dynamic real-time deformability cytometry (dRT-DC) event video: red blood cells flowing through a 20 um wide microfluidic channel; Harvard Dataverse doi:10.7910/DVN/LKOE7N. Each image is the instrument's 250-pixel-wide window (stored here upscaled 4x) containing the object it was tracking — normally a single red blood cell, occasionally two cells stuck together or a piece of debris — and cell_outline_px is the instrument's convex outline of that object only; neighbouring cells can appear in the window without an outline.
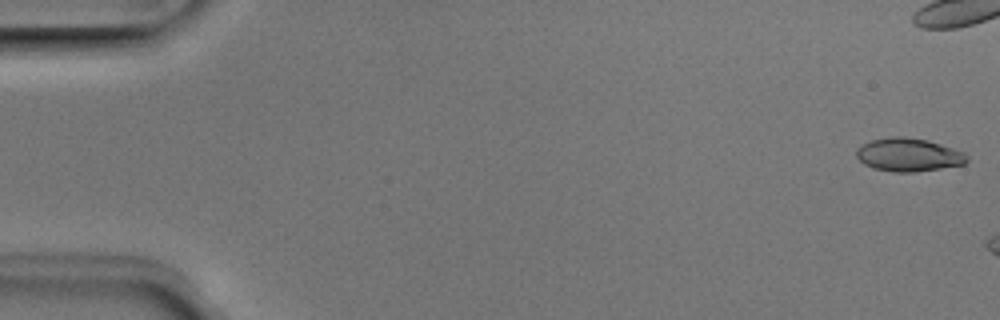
{"species": "Egyptian fruit bat (a non-hibernating species)", "species_latin": "Rousettus aegyptiacus", "temperature_condition": "room temperature", "stored_images_in_passage": 7, "camera_frame_rate_fps": 3000, "um_per_image_px": 0.085, "animal": {"sex": "male"}, "frame": {"image": 1, "passage_image": 1, "time_ms": 0.0, "image_size_px": [1000, 320], "cell_outline_px": [[968, 160], [964, 164], [940, 168], [912, 172], [892, 172], [872, 168], [864, 164], [856, 156], [856, 148], [860, 144], [872, 140], [892, 136], [904, 136], [928, 140], [964, 152], [968, 156]], "centroid_in_image_um": [77.19, 13.15], "position_along_channel_um": 7.8, "area_um2": 21.5}}